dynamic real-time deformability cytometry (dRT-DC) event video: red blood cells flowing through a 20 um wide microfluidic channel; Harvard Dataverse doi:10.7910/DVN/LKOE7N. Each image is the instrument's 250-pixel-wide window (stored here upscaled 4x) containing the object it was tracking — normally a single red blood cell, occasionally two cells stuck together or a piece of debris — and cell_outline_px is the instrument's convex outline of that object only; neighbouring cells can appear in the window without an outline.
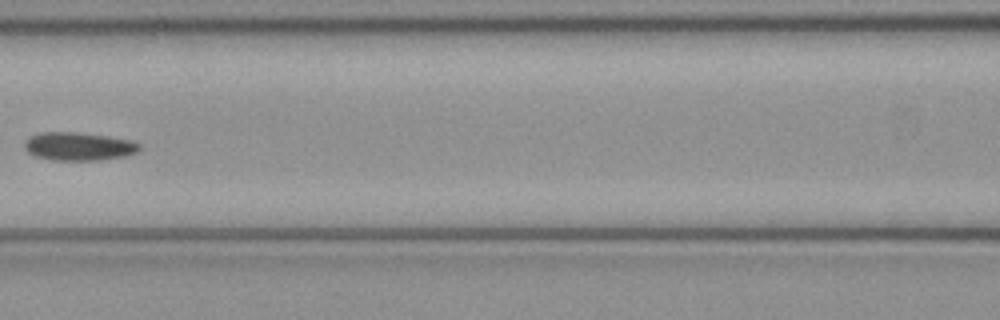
{"species": "common noctule bat (a hibernating species)", "species_latin": "Nyctalus noctula", "temperature_condition": "cold", "stored_images_in_passage": 6, "camera_frame_rate_fps": 3000, "um_per_image_px": 0.085, "animal": {"sex": "female", "body_mass_g": 21.9}, "frame": {"image": 1, "passage_image": 6, "time_ms": 1.667, "image_size_px": [1000, 320], "cell_outline_px": [[140, 148], [136, 152], [124, 156], [100, 160], [52, 160], [36, 156], [28, 152], [24, 148], [24, 140], [40, 132], [76, 132], [108, 136], [132, 140], [140, 144]], "centroid_in_image_um": [6.68, 12.44], "position_along_channel_um": 159.9, "area_um2": 18.9}}